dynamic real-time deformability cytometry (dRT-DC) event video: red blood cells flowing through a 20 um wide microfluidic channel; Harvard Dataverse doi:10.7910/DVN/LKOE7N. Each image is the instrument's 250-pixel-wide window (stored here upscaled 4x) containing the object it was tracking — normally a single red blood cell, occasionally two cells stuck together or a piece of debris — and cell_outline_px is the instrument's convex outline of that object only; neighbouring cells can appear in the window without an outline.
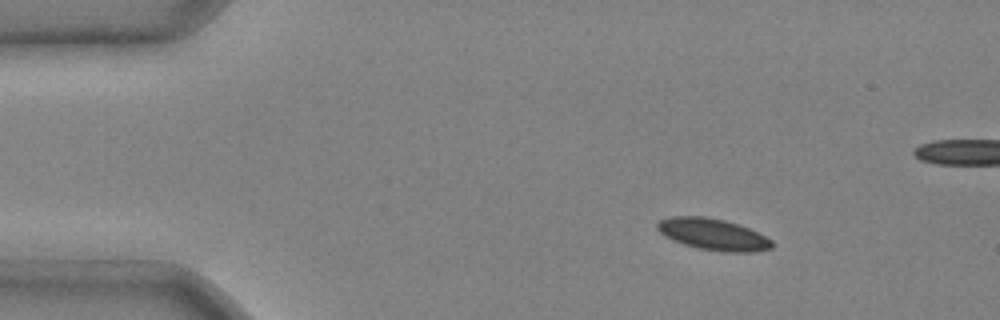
{"species": "common noctule bat (a hibernating species)", "species_latin": "Nyctalus noctula", "temperature_condition": "cold", "stored_images_in_passage": 3, "camera_frame_rate_fps": 3000, "um_per_image_px": 0.085, "animal": {"sex": "male", "body_mass_g": 20.4}, "frame": {"image": 1, "passage_image": 1, "time_ms": 0.0, "image_size_px": [1000, 320], "cell_outline_px": [[776, 244], [772, 248], [752, 252], [720, 252], [700, 248], [684, 244], [660, 232], [656, 228], [656, 224], [660, 220], [668, 216], [704, 216], [724, 220], [748, 228], [772, 240]], "centroid_in_image_um": [60.63, 19.92], "position_along_channel_um": 24.4, "area_um2": 20.87}}